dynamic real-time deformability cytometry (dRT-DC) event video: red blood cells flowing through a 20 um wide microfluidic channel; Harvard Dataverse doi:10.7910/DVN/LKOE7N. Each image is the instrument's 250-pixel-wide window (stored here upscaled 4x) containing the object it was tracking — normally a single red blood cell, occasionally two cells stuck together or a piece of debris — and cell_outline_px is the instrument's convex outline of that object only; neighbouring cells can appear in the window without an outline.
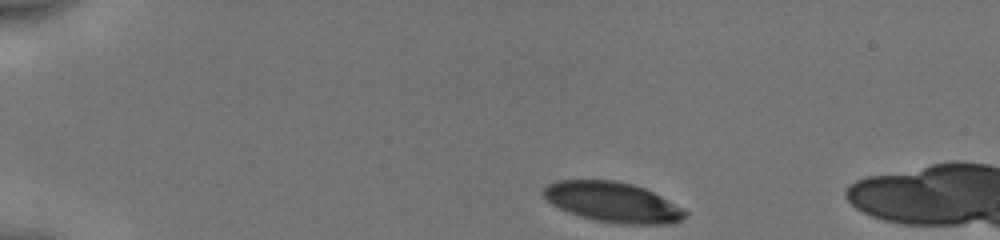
{"species": "human", "species_latin": "Homo sapiens", "temperature_condition": "cold", "stored_images_in_passage": 7, "camera_frame_rate_fps": 3000, "um_per_image_px": 0.085, "donor": {"sex": "male"}, "frame": {"image": 1, "passage_image": 1, "time_ms": 0.0, "image_size_px": [1000, 240], "cell_outline_px": [[688, 216], [672, 224], [620, 224], [596, 220], [580, 216], [568, 212], [552, 204], [544, 196], [544, 188], [548, 184], [556, 180], [612, 180], [632, 184], [644, 188], [684, 208], [688, 212]], "centroid_in_image_um": [52.12, 17.19], "position_along_channel_um": 32.9, "area_um2": 33.0}}